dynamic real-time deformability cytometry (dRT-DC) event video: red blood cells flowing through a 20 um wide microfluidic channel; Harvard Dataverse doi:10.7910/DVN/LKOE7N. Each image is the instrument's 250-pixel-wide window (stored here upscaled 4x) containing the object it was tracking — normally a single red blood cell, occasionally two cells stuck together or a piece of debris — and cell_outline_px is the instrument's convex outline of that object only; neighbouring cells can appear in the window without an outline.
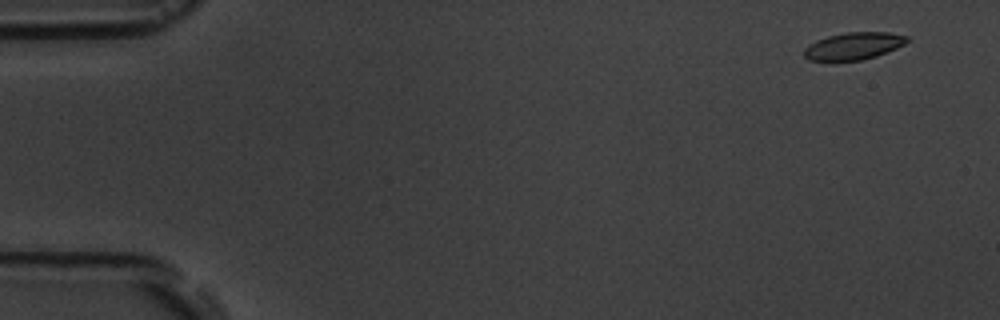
{"species": "common noctule bat (a hibernating species)", "species_latin": "Nyctalus noctula", "temperature_condition": "room temperature", "stored_images_in_passage": 5, "camera_frame_rate_fps": 3000, "um_per_image_px": 0.085, "animal": {"sex": "male", "body_mass_g": 19.5, "forearm_length_mm": 54.6}, "frame": {"image": 1, "passage_image": 1, "time_ms": 0.0, "image_size_px": [1000, 320], "cell_outline_px": [[908, 40], [904, 44], [896, 48], [876, 56], [860, 60], [808, 60], [804, 56], [804, 48], [808, 44], [816, 40], [828, 36], [844, 32], [888, 32], [908, 36]], "centroid_in_image_um": [72.54, 3.9], "position_along_channel_um": 12.5, "area_um2": 16.24}}
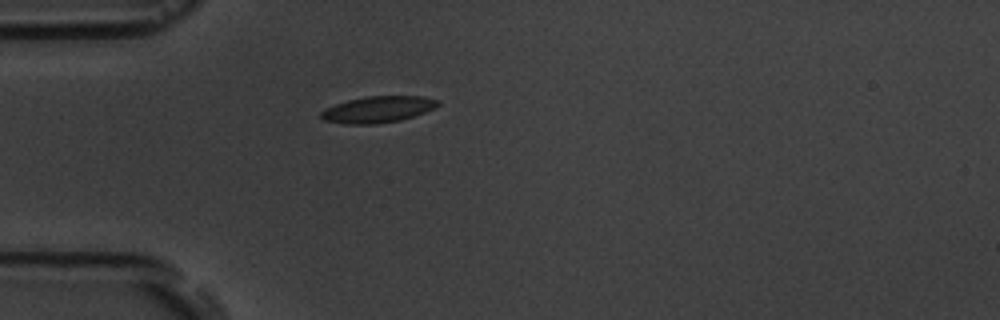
{"frame": {"image": 2, "passage_image": 5, "time_ms": 4.333, "image_size_px": [1000, 320], "cell_outline_px": [[440, 104], [436, 108], [400, 120], [376, 124], [344, 124], [324, 120], [320, 116], [320, 112], [324, 108], [348, 100], [368, 96], [420, 96], [440, 100]], "centroid_in_image_um": [32.12, 9.3], "position_along_channel_um": 52.9, "area_um2": 17.98}}